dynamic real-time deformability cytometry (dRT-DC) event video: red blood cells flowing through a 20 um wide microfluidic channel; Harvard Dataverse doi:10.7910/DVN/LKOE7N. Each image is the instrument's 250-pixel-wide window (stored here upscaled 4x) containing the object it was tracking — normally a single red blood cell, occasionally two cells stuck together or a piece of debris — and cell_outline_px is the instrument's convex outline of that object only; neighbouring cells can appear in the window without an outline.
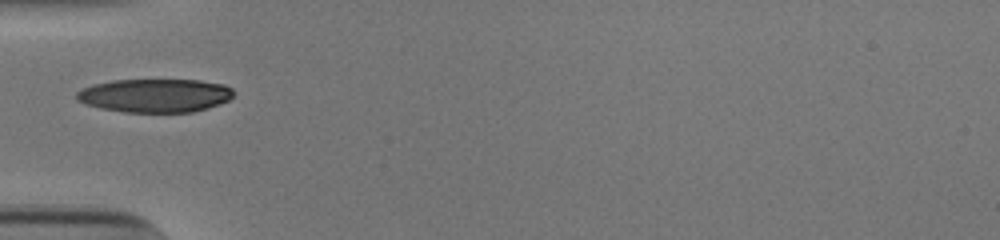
{"species": "human", "species_latin": "Homo sapiens", "temperature_condition": "cold", "stored_images_in_passage": 36, "camera_frame_rate_fps": 3000, "um_per_image_px": 0.085, "donor": {"sex": "male"}, "frame": {"image": 1, "passage_image": 1, "time_ms": 0.0, "image_size_px": [1000, 240], "cell_outline_px": [[236, 92], [228, 100], [220, 104], [208, 108], [192, 112], [124, 112], [100, 108], [84, 104], [76, 100], [76, 92], [92, 84], [112, 80], [200, 80], [224, 84], [232, 88]], "centroid_in_image_um": [13.18, 8.12], "position_along_channel_um": 71.8, "area_um2": 30.92}}
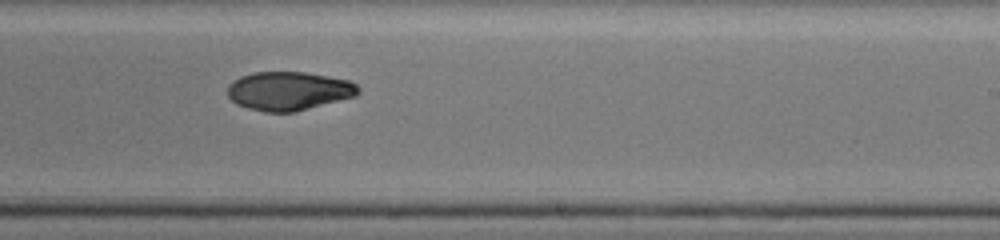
{"frame": {"image": 2, "passage_image": 16, "time_ms": 5.0, "image_size_px": [1000, 240], "cell_outline_px": [[360, 92], [356, 96], [292, 112], [264, 112], [248, 108], [236, 104], [228, 96], [228, 84], [232, 80], [240, 76], [252, 72], [304, 72], [328, 76], [348, 80], [356, 84], [360, 88]], "centroid_in_image_um": [24.52, 7.72], "position_along_channel_um": 264.5, "area_um2": 29.48}}
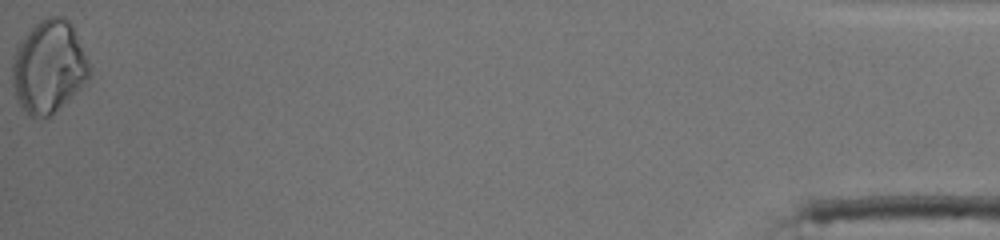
{"frame": {"image": 3, "passage_image": 36, "time_ms": 11.667, "image_size_px": [1000, 240], "cell_outline_px": [[92, 76], [68, 100], [48, 116], [28, 116], [16, 100], [12, 84], [12, 60], [16, 48], [24, 36], [40, 20], [48, 16], [60, 16], [68, 20], [92, 68]], "centroid_in_image_um": [4.13, 5.69], "position_along_channel_um": 431.1, "area_um2": 41.33}, "authors_computed_cell_mechanics": {"area_um2": 30.634, "velocity_mm_per_s": 3.8659, "shape_relaxation_time_tau1_ms": 11.3036, "shape_relaxation_time_tau2_ms": 4.4423, "deformation_change_tau1": 0.2649, "deformation_change_tau2": 0.0691}}